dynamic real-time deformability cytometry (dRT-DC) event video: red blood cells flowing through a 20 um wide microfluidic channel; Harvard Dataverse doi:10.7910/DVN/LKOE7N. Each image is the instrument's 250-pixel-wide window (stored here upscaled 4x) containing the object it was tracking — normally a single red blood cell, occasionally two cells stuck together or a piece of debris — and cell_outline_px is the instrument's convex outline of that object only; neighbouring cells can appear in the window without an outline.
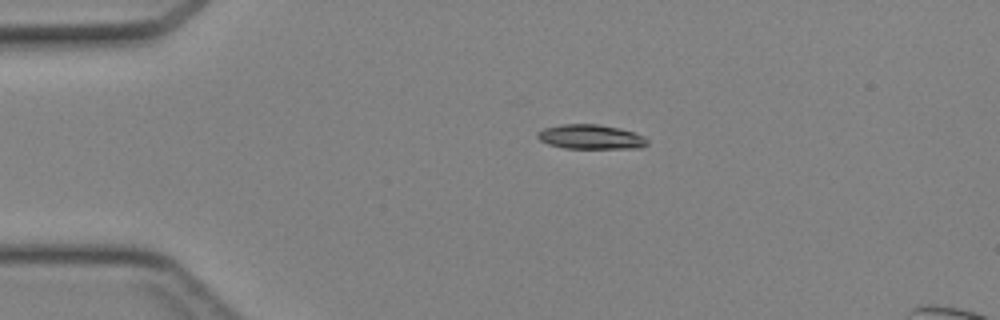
{"species": "Egyptian fruit bat (a non-hibernating species)", "species_latin": "Rousettus aegyptiacus", "temperature_condition": "cold", "stored_images_in_passage": 6, "segment_of_instrument_passage": [1, 2], "camera_frame_rate_fps": 3000, "um_per_image_px": 0.085, "animal": {"sex": "female"}, "frame": {"image": 1, "passage_image": 4, "time_ms": 1.0, "image_size_px": [1000, 320], "cell_outline_px": [[648, 144], [640, 148], [564, 148], [548, 144], [540, 140], [536, 136], [536, 132], [544, 128], [564, 124], [596, 124], [620, 128], [644, 136], [648, 140]], "centroid_in_image_um": [50.2, 11.63], "position_along_channel_um": 34.8, "area_um2": 15.66}}